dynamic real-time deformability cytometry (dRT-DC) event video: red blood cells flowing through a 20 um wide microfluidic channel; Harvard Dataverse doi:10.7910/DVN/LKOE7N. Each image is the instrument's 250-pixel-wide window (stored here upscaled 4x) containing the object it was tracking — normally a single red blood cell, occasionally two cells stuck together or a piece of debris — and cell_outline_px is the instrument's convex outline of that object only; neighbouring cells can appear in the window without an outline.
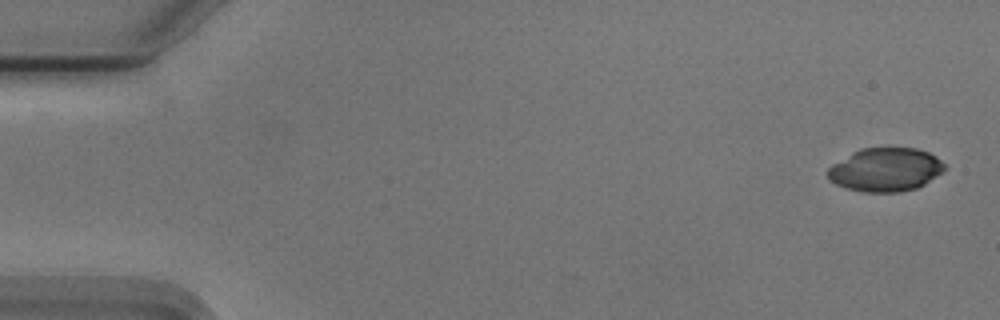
{"species": "Egyptian fruit bat (a non-hibernating species)", "species_latin": "Rousettus aegyptiacus", "temperature_condition": "cold", "stored_images_in_passage": 53, "camera_frame_rate_fps": 3000, "um_per_image_px": 0.085, "animal": {"sex": "male"}, "frame": {"image": 1, "passage_image": 1, "time_ms": 0.0, "image_size_px": [1000, 320], "cell_outline_px": [[944, 168], [936, 176], [924, 184], [916, 188], [900, 192], [860, 192], [844, 188], [828, 180], [824, 172], [832, 164], [852, 152], [860, 148], [916, 148], [928, 152], [936, 156], [944, 164]], "centroid_in_image_um": [75.19, 14.43], "position_along_channel_um": 9.8, "area_um2": 29.82}}
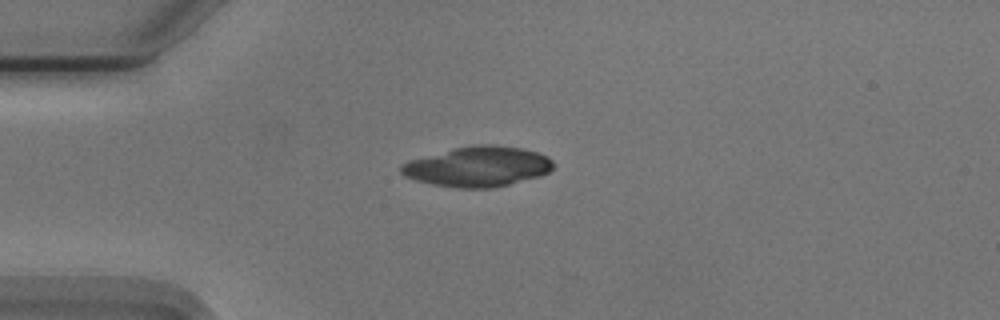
{"frame": {"image": 2, "passage_image": 13, "time_ms": 4.0, "image_size_px": [1000, 320], "cell_outline_px": [[552, 168], [548, 172], [540, 176], [492, 188], [456, 188], [432, 184], [416, 180], [404, 176], [400, 172], [400, 164], [408, 160], [452, 148], [468, 144], [496, 144], [520, 148], [536, 152], [548, 156], [552, 160]], "centroid_in_image_um": [40.57, 14.14], "position_along_channel_um": 44.4, "area_um2": 35.84}}
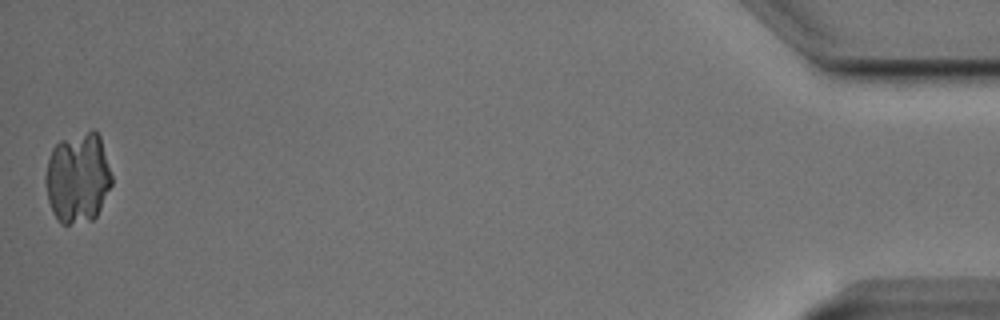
{"frame": {"image": 3, "passage_image": 53, "time_ms": 17.333, "image_size_px": [1000, 320], "cell_outline_px": [[112, 184], [96, 216], [92, 220], [68, 224], [60, 224], [52, 212], [48, 200], [44, 180], [44, 176], [48, 160], [52, 148], [60, 140], [92, 128], [96, 128], [100, 136], [112, 176]], "centroid_in_image_um": [6.6, 15.09], "position_along_channel_um": 428.6, "area_um2": 35.26}}